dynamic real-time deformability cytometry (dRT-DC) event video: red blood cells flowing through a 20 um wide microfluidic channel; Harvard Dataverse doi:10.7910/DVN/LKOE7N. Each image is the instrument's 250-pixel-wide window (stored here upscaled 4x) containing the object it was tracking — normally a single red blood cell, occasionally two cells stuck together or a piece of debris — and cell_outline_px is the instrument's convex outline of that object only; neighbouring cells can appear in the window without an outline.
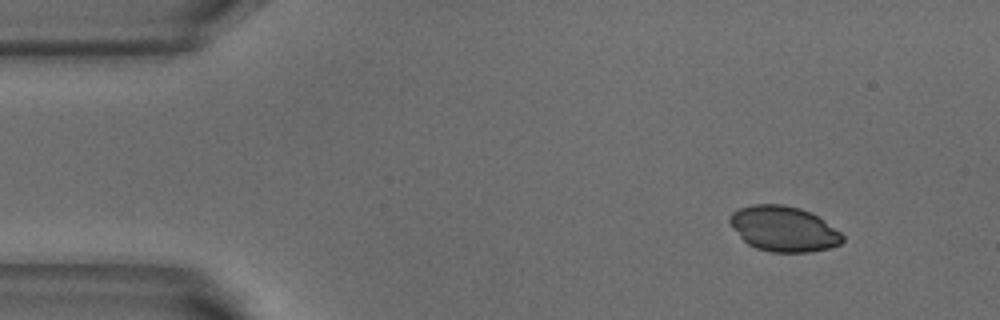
{"species": "common noctule bat (a hibernating species)", "species_latin": "Nyctalus noctula", "temperature_condition": "warm", "stored_images_in_passage": 4, "camera_frame_rate_fps": 3000, "um_per_image_px": 0.085, "animal": {"sex": "male", "body_mass_g": 18.8}, "frame": {"image": 1, "passage_image": 1, "time_ms": 0.0, "image_size_px": [1000, 320], "cell_outline_px": [[844, 240], [840, 244], [828, 248], [808, 252], [772, 252], [756, 248], [748, 244], [740, 236], [728, 220], [728, 216], [732, 212], [740, 208], [752, 204], [784, 204], [800, 208], [812, 212], [824, 220], [840, 232], [844, 236]], "centroid_in_image_um": [66.62, 19.44], "position_along_channel_um": 18.4, "area_um2": 29.77}}